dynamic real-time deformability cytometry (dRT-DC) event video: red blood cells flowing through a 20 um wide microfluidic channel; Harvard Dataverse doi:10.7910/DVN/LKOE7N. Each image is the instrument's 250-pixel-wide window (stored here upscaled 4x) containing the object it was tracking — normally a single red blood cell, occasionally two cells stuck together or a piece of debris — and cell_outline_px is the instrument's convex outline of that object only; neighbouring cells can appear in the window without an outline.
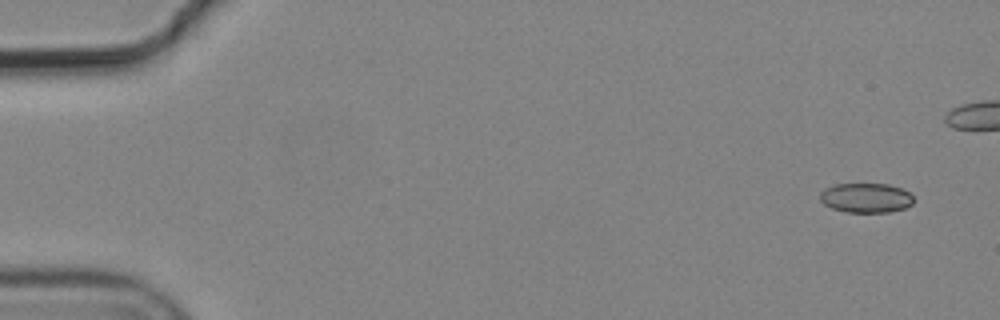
{"species": "common noctule bat (a hibernating species)", "species_latin": "Nyctalus noctula", "temperature_condition": "cold", "stored_images_in_passage": 6, "camera_frame_rate_fps": 3000, "um_per_image_px": 0.085, "animal": {"sex": "male", "body_mass_g": 19.2, "forearm_length_mm": 51.8}, "frame": {"image": 1, "passage_image": 1, "time_ms": 0.0, "image_size_px": [1000, 320], "cell_outline_px": [[912, 204], [904, 208], [888, 212], [848, 212], [832, 208], [824, 204], [820, 200], [820, 192], [824, 188], [836, 184], [888, 184], [900, 188], [908, 192], [912, 196]], "centroid_in_image_um": [73.58, 16.81], "position_along_channel_um": 11.4, "area_um2": 16.01}}
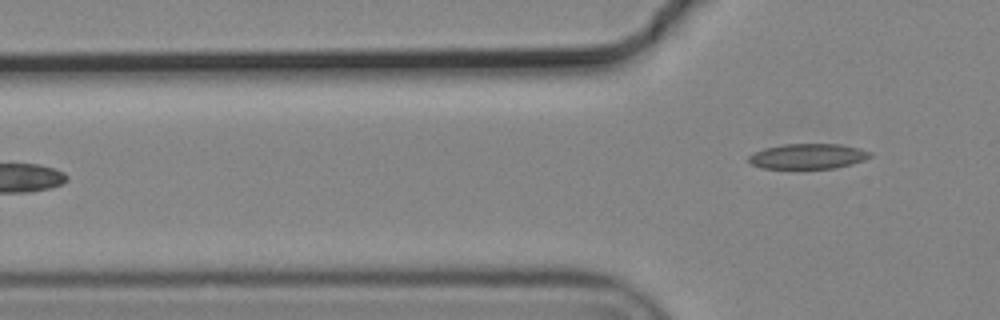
{"frame": {"image": 2, "passage_image": 6, "time_ms": 1.667, "image_size_px": [1000, 320], "cell_outline_px": [[872, 156], [864, 160], [836, 168], [760, 168], [752, 164], [748, 160], [748, 156], [764, 148], [784, 144], [840, 144], [860, 148], [872, 152]], "centroid_in_image_um": [68.7, 13.28], "position_along_channel_um": 57.1, "area_um2": 17.8}}